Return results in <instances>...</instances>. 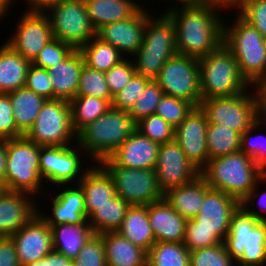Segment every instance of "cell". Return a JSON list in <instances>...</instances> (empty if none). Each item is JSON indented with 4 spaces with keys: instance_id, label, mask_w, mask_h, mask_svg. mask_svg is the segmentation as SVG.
I'll return each mask as SVG.
<instances>
[{
    "instance_id": "obj_58",
    "label": "cell",
    "mask_w": 266,
    "mask_h": 266,
    "mask_svg": "<svg viewBox=\"0 0 266 266\" xmlns=\"http://www.w3.org/2000/svg\"><path fill=\"white\" fill-rule=\"evenodd\" d=\"M7 140L0 139V180L3 181L6 172Z\"/></svg>"
},
{
    "instance_id": "obj_33",
    "label": "cell",
    "mask_w": 266,
    "mask_h": 266,
    "mask_svg": "<svg viewBox=\"0 0 266 266\" xmlns=\"http://www.w3.org/2000/svg\"><path fill=\"white\" fill-rule=\"evenodd\" d=\"M7 94L12 103L17 129L25 135L33 126L46 99L25 86Z\"/></svg>"
},
{
    "instance_id": "obj_2",
    "label": "cell",
    "mask_w": 266,
    "mask_h": 266,
    "mask_svg": "<svg viewBox=\"0 0 266 266\" xmlns=\"http://www.w3.org/2000/svg\"><path fill=\"white\" fill-rule=\"evenodd\" d=\"M263 173L255 161L240 150L209 159L200 171L211 189L225 192L240 204H250L256 200Z\"/></svg>"
},
{
    "instance_id": "obj_37",
    "label": "cell",
    "mask_w": 266,
    "mask_h": 266,
    "mask_svg": "<svg viewBox=\"0 0 266 266\" xmlns=\"http://www.w3.org/2000/svg\"><path fill=\"white\" fill-rule=\"evenodd\" d=\"M241 133L228 126L209 123L206 143L209 159L226 156L240 150Z\"/></svg>"
},
{
    "instance_id": "obj_39",
    "label": "cell",
    "mask_w": 266,
    "mask_h": 266,
    "mask_svg": "<svg viewBox=\"0 0 266 266\" xmlns=\"http://www.w3.org/2000/svg\"><path fill=\"white\" fill-rule=\"evenodd\" d=\"M77 95L94 96L105 100H113L104 72L83 65Z\"/></svg>"
},
{
    "instance_id": "obj_34",
    "label": "cell",
    "mask_w": 266,
    "mask_h": 266,
    "mask_svg": "<svg viewBox=\"0 0 266 266\" xmlns=\"http://www.w3.org/2000/svg\"><path fill=\"white\" fill-rule=\"evenodd\" d=\"M130 207V204L115 195L108 203L95 210L88 218L94 234L116 232Z\"/></svg>"
},
{
    "instance_id": "obj_19",
    "label": "cell",
    "mask_w": 266,
    "mask_h": 266,
    "mask_svg": "<svg viewBox=\"0 0 266 266\" xmlns=\"http://www.w3.org/2000/svg\"><path fill=\"white\" fill-rule=\"evenodd\" d=\"M20 266L36 262L53 250L50 226L37 213L16 233L11 235Z\"/></svg>"
},
{
    "instance_id": "obj_56",
    "label": "cell",
    "mask_w": 266,
    "mask_h": 266,
    "mask_svg": "<svg viewBox=\"0 0 266 266\" xmlns=\"http://www.w3.org/2000/svg\"><path fill=\"white\" fill-rule=\"evenodd\" d=\"M262 182L263 184H266V180L264 178H262ZM266 188V187H265ZM259 199H258V206L259 210L255 211L256 208L252 207L250 208V204H240V206L249 214H251L254 218L260 220V221H266V190L264 192H261V194H259ZM252 209V210H251ZM265 212V213H264Z\"/></svg>"
},
{
    "instance_id": "obj_20",
    "label": "cell",
    "mask_w": 266,
    "mask_h": 266,
    "mask_svg": "<svg viewBox=\"0 0 266 266\" xmlns=\"http://www.w3.org/2000/svg\"><path fill=\"white\" fill-rule=\"evenodd\" d=\"M141 7L132 17L103 25L96 36L111 44L124 57L133 56L140 48L146 24V10Z\"/></svg>"
},
{
    "instance_id": "obj_24",
    "label": "cell",
    "mask_w": 266,
    "mask_h": 266,
    "mask_svg": "<svg viewBox=\"0 0 266 266\" xmlns=\"http://www.w3.org/2000/svg\"><path fill=\"white\" fill-rule=\"evenodd\" d=\"M70 186L67 185L68 189H62L55 197L52 196L51 215L43 214L38 206V213L48 225L80 224L87 220L83 191L78 184L73 185V188Z\"/></svg>"
},
{
    "instance_id": "obj_61",
    "label": "cell",
    "mask_w": 266,
    "mask_h": 266,
    "mask_svg": "<svg viewBox=\"0 0 266 266\" xmlns=\"http://www.w3.org/2000/svg\"><path fill=\"white\" fill-rule=\"evenodd\" d=\"M223 1L224 3L228 4L230 8H232L239 0H220Z\"/></svg>"
},
{
    "instance_id": "obj_60",
    "label": "cell",
    "mask_w": 266,
    "mask_h": 266,
    "mask_svg": "<svg viewBox=\"0 0 266 266\" xmlns=\"http://www.w3.org/2000/svg\"><path fill=\"white\" fill-rule=\"evenodd\" d=\"M14 0H0V20L6 16V13L10 11L11 6L14 5Z\"/></svg>"
},
{
    "instance_id": "obj_14",
    "label": "cell",
    "mask_w": 266,
    "mask_h": 266,
    "mask_svg": "<svg viewBox=\"0 0 266 266\" xmlns=\"http://www.w3.org/2000/svg\"><path fill=\"white\" fill-rule=\"evenodd\" d=\"M68 146H41L39 155L40 175L43 181L64 188L68 184H78L90 169L80 157V151ZM83 167V168H82ZM75 180L77 182H75Z\"/></svg>"
},
{
    "instance_id": "obj_54",
    "label": "cell",
    "mask_w": 266,
    "mask_h": 266,
    "mask_svg": "<svg viewBox=\"0 0 266 266\" xmlns=\"http://www.w3.org/2000/svg\"><path fill=\"white\" fill-rule=\"evenodd\" d=\"M0 266H20L11 236L0 237Z\"/></svg>"
},
{
    "instance_id": "obj_27",
    "label": "cell",
    "mask_w": 266,
    "mask_h": 266,
    "mask_svg": "<svg viewBox=\"0 0 266 266\" xmlns=\"http://www.w3.org/2000/svg\"><path fill=\"white\" fill-rule=\"evenodd\" d=\"M206 180L199 175L195 180L164 193V199L182 217L195 218L203 205L205 194L210 190Z\"/></svg>"
},
{
    "instance_id": "obj_5",
    "label": "cell",
    "mask_w": 266,
    "mask_h": 266,
    "mask_svg": "<svg viewBox=\"0 0 266 266\" xmlns=\"http://www.w3.org/2000/svg\"><path fill=\"white\" fill-rule=\"evenodd\" d=\"M236 14L230 27L223 22V43L233 52L241 76L251 85L266 74V40Z\"/></svg>"
},
{
    "instance_id": "obj_26",
    "label": "cell",
    "mask_w": 266,
    "mask_h": 266,
    "mask_svg": "<svg viewBox=\"0 0 266 266\" xmlns=\"http://www.w3.org/2000/svg\"><path fill=\"white\" fill-rule=\"evenodd\" d=\"M90 166L78 183L84 194L87 218L116 195L114 182L107 171L99 163Z\"/></svg>"
},
{
    "instance_id": "obj_46",
    "label": "cell",
    "mask_w": 266,
    "mask_h": 266,
    "mask_svg": "<svg viewBox=\"0 0 266 266\" xmlns=\"http://www.w3.org/2000/svg\"><path fill=\"white\" fill-rule=\"evenodd\" d=\"M74 266H107L101 234H93L73 260Z\"/></svg>"
},
{
    "instance_id": "obj_35",
    "label": "cell",
    "mask_w": 266,
    "mask_h": 266,
    "mask_svg": "<svg viewBox=\"0 0 266 266\" xmlns=\"http://www.w3.org/2000/svg\"><path fill=\"white\" fill-rule=\"evenodd\" d=\"M112 101L94 96H75L69 102L74 132L77 134L83 127L101 117L112 106Z\"/></svg>"
},
{
    "instance_id": "obj_44",
    "label": "cell",
    "mask_w": 266,
    "mask_h": 266,
    "mask_svg": "<svg viewBox=\"0 0 266 266\" xmlns=\"http://www.w3.org/2000/svg\"><path fill=\"white\" fill-rule=\"evenodd\" d=\"M194 106L183 99L163 95L157 105L155 114L163 118L173 128H176L192 111Z\"/></svg>"
},
{
    "instance_id": "obj_8",
    "label": "cell",
    "mask_w": 266,
    "mask_h": 266,
    "mask_svg": "<svg viewBox=\"0 0 266 266\" xmlns=\"http://www.w3.org/2000/svg\"><path fill=\"white\" fill-rule=\"evenodd\" d=\"M41 146L25 136L7 140L6 172L3 184L6 190L20 191L32 196L43 194L39 168Z\"/></svg>"
},
{
    "instance_id": "obj_49",
    "label": "cell",
    "mask_w": 266,
    "mask_h": 266,
    "mask_svg": "<svg viewBox=\"0 0 266 266\" xmlns=\"http://www.w3.org/2000/svg\"><path fill=\"white\" fill-rule=\"evenodd\" d=\"M135 73L133 60L130 61L129 57L123 59L119 64L105 72V80L111 96L114 97L120 92Z\"/></svg>"
},
{
    "instance_id": "obj_45",
    "label": "cell",
    "mask_w": 266,
    "mask_h": 266,
    "mask_svg": "<svg viewBox=\"0 0 266 266\" xmlns=\"http://www.w3.org/2000/svg\"><path fill=\"white\" fill-rule=\"evenodd\" d=\"M237 8V13L266 40V0H239L231 9Z\"/></svg>"
},
{
    "instance_id": "obj_50",
    "label": "cell",
    "mask_w": 266,
    "mask_h": 266,
    "mask_svg": "<svg viewBox=\"0 0 266 266\" xmlns=\"http://www.w3.org/2000/svg\"><path fill=\"white\" fill-rule=\"evenodd\" d=\"M25 87L46 100H53V87L45 68L30 64L27 70Z\"/></svg>"
},
{
    "instance_id": "obj_13",
    "label": "cell",
    "mask_w": 266,
    "mask_h": 266,
    "mask_svg": "<svg viewBox=\"0 0 266 266\" xmlns=\"http://www.w3.org/2000/svg\"><path fill=\"white\" fill-rule=\"evenodd\" d=\"M247 90L232 97L202 99L199 107L208 123L228 126L243 133L258 121L254 94Z\"/></svg>"
},
{
    "instance_id": "obj_36",
    "label": "cell",
    "mask_w": 266,
    "mask_h": 266,
    "mask_svg": "<svg viewBox=\"0 0 266 266\" xmlns=\"http://www.w3.org/2000/svg\"><path fill=\"white\" fill-rule=\"evenodd\" d=\"M79 51L86 66L104 73L125 59L118 49L97 36L83 45Z\"/></svg>"
},
{
    "instance_id": "obj_25",
    "label": "cell",
    "mask_w": 266,
    "mask_h": 266,
    "mask_svg": "<svg viewBox=\"0 0 266 266\" xmlns=\"http://www.w3.org/2000/svg\"><path fill=\"white\" fill-rule=\"evenodd\" d=\"M84 59L79 49H74L63 61L47 69L53 87V100L70 102L77 96Z\"/></svg>"
},
{
    "instance_id": "obj_29",
    "label": "cell",
    "mask_w": 266,
    "mask_h": 266,
    "mask_svg": "<svg viewBox=\"0 0 266 266\" xmlns=\"http://www.w3.org/2000/svg\"><path fill=\"white\" fill-rule=\"evenodd\" d=\"M92 27L97 31L103 25L132 17L142 6L137 0H83Z\"/></svg>"
},
{
    "instance_id": "obj_40",
    "label": "cell",
    "mask_w": 266,
    "mask_h": 266,
    "mask_svg": "<svg viewBox=\"0 0 266 266\" xmlns=\"http://www.w3.org/2000/svg\"><path fill=\"white\" fill-rule=\"evenodd\" d=\"M164 93L155 80H150L142 94L135 101V104L128 111V114L135 122L155 114L156 108Z\"/></svg>"
},
{
    "instance_id": "obj_43",
    "label": "cell",
    "mask_w": 266,
    "mask_h": 266,
    "mask_svg": "<svg viewBox=\"0 0 266 266\" xmlns=\"http://www.w3.org/2000/svg\"><path fill=\"white\" fill-rule=\"evenodd\" d=\"M262 124L266 125V122L258 120L250 128H248L246 131H244L241 134L240 151H242L247 156L252 158L255 161V163L263 171H265L266 170V140H265L266 135L264 136L265 139L261 142L256 141L258 140L257 138L261 136V134L257 133V135H255V132H256L255 130L258 131V128L260 126L262 127Z\"/></svg>"
},
{
    "instance_id": "obj_17",
    "label": "cell",
    "mask_w": 266,
    "mask_h": 266,
    "mask_svg": "<svg viewBox=\"0 0 266 266\" xmlns=\"http://www.w3.org/2000/svg\"><path fill=\"white\" fill-rule=\"evenodd\" d=\"M14 34L6 40L16 52L30 63L54 36L48 16L44 12H28L19 19Z\"/></svg>"
},
{
    "instance_id": "obj_51",
    "label": "cell",
    "mask_w": 266,
    "mask_h": 266,
    "mask_svg": "<svg viewBox=\"0 0 266 266\" xmlns=\"http://www.w3.org/2000/svg\"><path fill=\"white\" fill-rule=\"evenodd\" d=\"M24 136L15 123L12 103L8 94L0 93V139L8 140Z\"/></svg>"
},
{
    "instance_id": "obj_38",
    "label": "cell",
    "mask_w": 266,
    "mask_h": 266,
    "mask_svg": "<svg viewBox=\"0 0 266 266\" xmlns=\"http://www.w3.org/2000/svg\"><path fill=\"white\" fill-rule=\"evenodd\" d=\"M147 266H190V251L183 243L156 242L147 251Z\"/></svg>"
},
{
    "instance_id": "obj_23",
    "label": "cell",
    "mask_w": 266,
    "mask_h": 266,
    "mask_svg": "<svg viewBox=\"0 0 266 266\" xmlns=\"http://www.w3.org/2000/svg\"><path fill=\"white\" fill-rule=\"evenodd\" d=\"M147 211L156 242L183 243L186 219L164 198L147 205Z\"/></svg>"
},
{
    "instance_id": "obj_57",
    "label": "cell",
    "mask_w": 266,
    "mask_h": 266,
    "mask_svg": "<svg viewBox=\"0 0 266 266\" xmlns=\"http://www.w3.org/2000/svg\"><path fill=\"white\" fill-rule=\"evenodd\" d=\"M28 4V12H45L49 7L62 0H23Z\"/></svg>"
},
{
    "instance_id": "obj_10",
    "label": "cell",
    "mask_w": 266,
    "mask_h": 266,
    "mask_svg": "<svg viewBox=\"0 0 266 266\" xmlns=\"http://www.w3.org/2000/svg\"><path fill=\"white\" fill-rule=\"evenodd\" d=\"M40 146H68L76 143L71 124L70 103L65 100H46L33 126L24 135Z\"/></svg>"
},
{
    "instance_id": "obj_30",
    "label": "cell",
    "mask_w": 266,
    "mask_h": 266,
    "mask_svg": "<svg viewBox=\"0 0 266 266\" xmlns=\"http://www.w3.org/2000/svg\"><path fill=\"white\" fill-rule=\"evenodd\" d=\"M52 232V246L56 252L74 260L86 242L94 234L88 220L80 224L60 223L49 225Z\"/></svg>"
},
{
    "instance_id": "obj_55",
    "label": "cell",
    "mask_w": 266,
    "mask_h": 266,
    "mask_svg": "<svg viewBox=\"0 0 266 266\" xmlns=\"http://www.w3.org/2000/svg\"><path fill=\"white\" fill-rule=\"evenodd\" d=\"M25 266H74L73 260L66 257L64 254L52 250L41 260L28 263Z\"/></svg>"
},
{
    "instance_id": "obj_11",
    "label": "cell",
    "mask_w": 266,
    "mask_h": 266,
    "mask_svg": "<svg viewBox=\"0 0 266 266\" xmlns=\"http://www.w3.org/2000/svg\"><path fill=\"white\" fill-rule=\"evenodd\" d=\"M44 13L48 16L54 38L74 49H80L96 36L83 0H62Z\"/></svg>"
},
{
    "instance_id": "obj_22",
    "label": "cell",
    "mask_w": 266,
    "mask_h": 266,
    "mask_svg": "<svg viewBox=\"0 0 266 266\" xmlns=\"http://www.w3.org/2000/svg\"><path fill=\"white\" fill-rule=\"evenodd\" d=\"M159 146L135 130L107 160L113 166L155 169Z\"/></svg>"
},
{
    "instance_id": "obj_52",
    "label": "cell",
    "mask_w": 266,
    "mask_h": 266,
    "mask_svg": "<svg viewBox=\"0 0 266 266\" xmlns=\"http://www.w3.org/2000/svg\"><path fill=\"white\" fill-rule=\"evenodd\" d=\"M220 243H222V241L215 234H211V231L209 230L185 228L183 244L189 251L206 248Z\"/></svg>"
},
{
    "instance_id": "obj_9",
    "label": "cell",
    "mask_w": 266,
    "mask_h": 266,
    "mask_svg": "<svg viewBox=\"0 0 266 266\" xmlns=\"http://www.w3.org/2000/svg\"><path fill=\"white\" fill-rule=\"evenodd\" d=\"M155 81L164 95L183 99L199 107L202 96L198 58L175 54L164 63Z\"/></svg>"
},
{
    "instance_id": "obj_28",
    "label": "cell",
    "mask_w": 266,
    "mask_h": 266,
    "mask_svg": "<svg viewBox=\"0 0 266 266\" xmlns=\"http://www.w3.org/2000/svg\"><path fill=\"white\" fill-rule=\"evenodd\" d=\"M107 266H147V251L116 232L103 233Z\"/></svg>"
},
{
    "instance_id": "obj_6",
    "label": "cell",
    "mask_w": 266,
    "mask_h": 266,
    "mask_svg": "<svg viewBox=\"0 0 266 266\" xmlns=\"http://www.w3.org/2000/svg\"><path fill=\"white\" fill-rule=\"evenodd\" d=\"M198 61L202 99L232 97L250 91L251 86L241 76L233 52L224 43Z\"/></svg>"
},
{
    "instance_id": "obj_41",
    "label": "cell",
    "mask_w": 266,
    "mask_h": 266,
    "mask_svg": "<svg viewBox=\"0 0 266 266\" xmlns=\"http://www.w3.org/2000/svg\"><path fill=\"white\" fill-rule=\"evenodd\" d=\"M136 130L158 144L174 140L175 128L156 114L144 117L136 122Z\"/></svg>"
},
{
    "instance_id": "obj_7",
    "label": "cell",
    "mask_w": 266,
    "mask_h": 266,
    "mask_svg": "<svg viewBox=\"0 0 266 266\" xmlns=\"http://www.w3.org/2000/svg\"><path fill=\"white\" fill-rule=\"evenodd\" d=\"M228 254L241 265H266V221H260L241 206L233 213L224 240Z\"/></svg>"
},
{
    "instance_id": "obj_12",
    "label": "cell",
    "mask_w": 266,
    "mask_h": 266,
    "mask_svg": "<svg viewBox=\"0 0 266 266\" xmlns=\"http://www.w3.org/2000/svg\"><path fill=\"white\" fill-rule=\"evenodd\" d=\"M99 164L111 176L116 195L130 205H149L164 198L154 169L113 166L107 159Z\"/></svg>"
},
{
    "instance_id": "obj_59",
    "label": "cell",
    "mask_w": 266,
    "mask_h": 266,
    "mask_svg": "<svg viewBox=\"0 0 266 266\" xmlns=\"http://www.w3.org/2000/svg\"><path fill=\"white\" fill-rule=\"evenodd\" d=\"M168 1V0H167ZM176 1V3L181 4V7H190V6H205L209 4H216L220 2V0H171Z\"/></svg>"
},
{
    "instance_id": "obj_31",
    "label": "cell",
    "mask_w": 266,
    "mask_h": 266,
    "mask_svg": "<svg viewBox=\"0 0 266 266\" xmlns=\"http://www.w3.org/2000/svg\"><path fill=\"white\" fill-rule=\"evenodd\" d=\"M117 232L145 251L156 243L148 219L147 205H130Z\"/></svg>"
},
{
    "instance_id": "obj_48",
    "label": "cell",
    "mask_w": 266,
    "mask_h": 266,
    "mask_svg": "<svg viewBox=\"0 0 266 266\" xmlns=\"http://www.w3.org/2000/svg\"><path fill=\"white\" fill-rule=\"evenodd\" d=\"M74 48L59 39H52L46 44L31 63L46 70L63 61Z\"/></svg>"
},
{
    "instance_id": "obj_21",
    "label": "cell",
    "mask_w": 266,
    "mask_h": 266,
    "mask_svg": "<svg viewBox=\"0 0 266 266\" xmlns=\"http://www.w3.org/2000/svg\"><path fill=\"white\" fill-rule=\"evenodd\" d=\"M34 198L28 193L10 190L0 195V237L16 233L38 213V202Z\"/></svg>"
},
{
    "instance_id": "obj_1",
    "label": "cell",
    "mask_w": 266,
    "mask_h": 266,
    "mask_svg": "<svg viewBox=\"0 0 266 266\" xmlns=\"http://www.w3.org/2000/svg\"><path fill=\"white\" fill-rule=\"evenodd\" d=\"M228 7L223 1L205 6L169 7L165 13L175 25L177 53L199 59L216 50L223 43L224 19L219 12Z\"/></svg>"
},
{
    "instance_id": "obj_3",
    "label": "cell",
    "mask_w": 266,
    "mask_h": 266,
    "mask_svg": "<svg viewBox=\"0 0 266 266\" xmlns=\"http://www.w3.org/2000/svg\"><path fill=\"white\" fill-rule=\"evenodd\" d=\"M136 130V122L128 111L112 106L98 119L76 134V143L94 163L107 159ZM81 147V148H80Z\"/></svg>"
},
{
    "instance_id": "obj_53",
    "label": "cell",
    "mask_w": 266,
    "mask_h": 266,
    "mask_svg": "<svg viewBox=\"0 0 266 266\" xmlns=\"http://www.w3.org/2000/svg\"><path fill=\"white\" fill-rule=\"evenodd\" d=\"M251 92H253L256 102L257 118L266 122V74L252 83Z\"/></svg>"
},
{
    "instance_id": "obj_42",
    "label": "cell",
    "mask_w": 266,
    "mask_h": 266,
    "mask_svg": "<svg viewBox=\"0 0 266 266\" xmlns=\"http://www.w3.org/2000/svg\"><path fill=\"white\" fill-rule=\"evenodd\" d=\"M224 243L190 251V266H235Z\"/></svg>"
},
{
    "instance_id": "obj_64",
    "label": "cell",
    "mask_w": 266,
    "mask_h": 266,
    "mask_svg": "<svg viewBox=\"0 0 266 266\" xmlns=\"http://www.w3.org/2000/svg\"><path fill=\"white\" fill-rule=\"evenodd\" d=\"M235 266H250V265H241V264H237Z\"/></svg>"
},
{
    "instance_id": "obj_47",
    "label": "cell",
    "mask_w": 266,
    "mask_h": 266,
    "mask_svg": "<svg viewBox=\"0 0 266 266\" xmlns=\"http://www.w3.org/2000/svg\"><path fill=\"white\" fill-rule=\"evenodd\" d=\"M149 81L150 79L135 73L125 87L113 97L112 107L129 111Z\"/></svg>"
},
{
    "instance_id": "obj_18",
    "label": "cell",
    "mask_w": 266,
    "mask_h": 266,
    "mask_svg": "<svg viewBox=\"0 0 266 266\" xmlns=\"http://www.w3.org/2000/svg\"><path fill=\"white\" fill-rule=\"evenodd\" d=\"M208 120L200 107H194L175 128L174 140L186 157L200 171L207 165L209 156L206 143Z\"/></svg>"
},
{
    "instance_id": "obj_16",
    "label": "cell",
    "mask_w": 266,
    "mask_h": 266,
    "mask_svg": "<svg viewBox=\"0 0 266 266\" xmlns=\"http://www.w3.org/2000/svg\"><path fill=\"white\" fill-rule=\"evenodd\" d=\"M154 170L163 193L188 184L200 175V170L186 157L175 140L160 144Z\"/></svg>"
},
{
    "instance_id": "obj_4",
    "label": "cell",
    "mask_w": 266,
    "mask_h": 266,
    "mask_svg": "<svg viewBox=\"0 0 266 266\" xmlns=\"http://www.w3.org/2000/svg\"><path fill=\"white\" fill-rule=\"evenodd\" d=\"M156 17L146 10L143 41L133 55L137 58L133 60L136 73L150 80H155L164 63L177 54L174 22L165 12Z\"/></svg>"
},
{
    "instance_id": "obj_15",
    "label": "cell",
    "mask_w": 266,
    "mask_h": 266,
    "mask_svg": "<svg viewBox=\"0 0 266 266\" xmlns=\"http://www.w3.org/2000/svg\"><path fill=\"white\" fill-rule=\"evenodd\" d=\"M240 206L234 197L220 190L210 189L204 197L200 212L195 218L187 219L185 228L205 229L224 242L231 217Z\"/></svg>"
},
{
    "instance_id": "obj_63",
    "label": "cell",
    "mask_w": 266,
    "mask_h": 266,
    "mask_svg": "<svg viewBox=\"0 0 266 266\" xmlns=\"http://www.w3.org/2000/svg\"><path fill=\"white\" fill-rule=\"evenodd\" d=\"M263 178L266 180V170L263 173Z\"/></svg>"
},
{
    "instance_id": "obj_62",
    "label": "cell",
    "mask_w": 266,
    "mask_h": 266,
    "mask_svg": "<svg viewBox=\"0 0 266 266\" xmlns=\"http://www.w3.org/2000/svg\"><path fill=\"white\" fill-rule=\"evenodd\" d=\"M5 186L3 184V181L0 180V195L5 191Z\"/></svg>"
},
{
    "instance_id": "obj_32",
    "label": "cell",
    "mask_w": 266,
    "mask_h": 266,
    "mask_svg": "<svg viewBox=\"0 0 266 266\" xmlns=\"http://www.w3.org/2000/svg\"><path fill=\"white\" fill-rule=\"evenodd\" d=\"M0 46V93H9L25 86L30 62L6 42Z\"/></svg>"
}]
</instances>
